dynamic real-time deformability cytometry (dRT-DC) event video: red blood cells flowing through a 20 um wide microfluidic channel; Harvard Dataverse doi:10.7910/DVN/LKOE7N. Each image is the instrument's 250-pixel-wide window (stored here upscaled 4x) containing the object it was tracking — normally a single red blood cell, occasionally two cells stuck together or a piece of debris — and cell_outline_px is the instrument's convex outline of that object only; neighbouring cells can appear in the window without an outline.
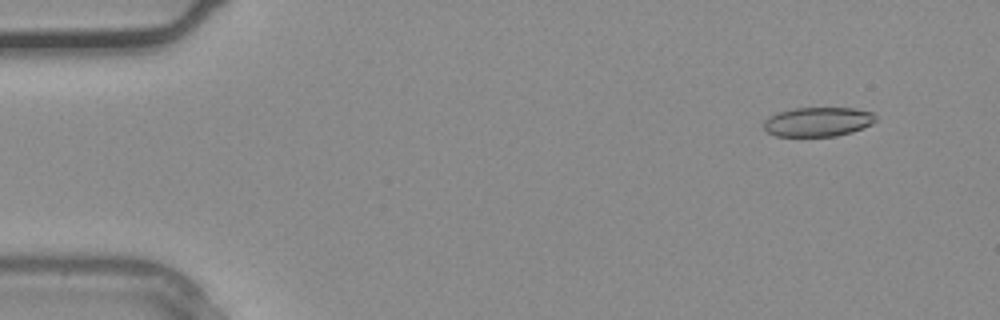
{"species": "common noctule bat (a hibernating species)", "species_latin": "Nyctalus noctula", "temperature_condition": "warm", "stored_images_in_passage": 7, "camera_frame_rate_fps": 3000, "um_per_image_px": 0.085, "animal": {"sex": "male", "body_mass_g": 20.4}, "frame": {"image": 1, "passage_image": 3, "time_ms": 0.667, "image_size_px": [1000, 320], "cell_outline_px": [[876, 120], [872, 124], [852, 132], [836, 136], [776, 136], [768, 132], [764, 128], [764, 120], [768, 116], [792, 108], [852, 108], [872, 112], [876, 116]], "centroid_in_image_um": [69.52, 10.35], "position_along_channel_um": 15.5, "area_um2": 19.13}}